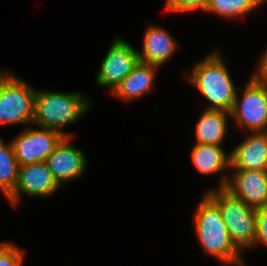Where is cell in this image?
Here are the masks:
<instances>
[{"mask_svg": "<svg viewBox=\"0 0 267 266\" xmlns=\"http://www.w3.org/2000/svg\"><path fill=\"white\" fill-rule=\"evenodd\" d=\"M19 164L11 141L7 144L0 137V191L7 198L15 189Z\"/></svg>", "mask_w": 267, "mask_h": 266, "instance_id": "e0dca14e", "label": "cell"}, {"mask_svg": "<svg viewBox=\"0 0 267 266\" xmlns=\"http://www.w3.org/2000/svg\"><path fill=\"white\" fill-rule=\"evenodd\" d=\"M267 247V205L256 209V234L253 247Z\"/></svg>", "mask_w": 267, "mask_h": 266, "instance_id": "ffe728a7", "label": "cell"}, {"mask_svg": "<svg viewBox=\"0 0 267 266\" xmlns=\"http://www.w3.org/2000/svg\"><path fill=\"white\" fill-rule=\"evenodd\" d=\"M209 0H167L166 10L170 12H185L204 10Z\"/></svg>", "mask_w": 267, "mask_h": 266, "instance_id": "d6986e66", "label": "cell"}, {"mask_svg": "<svg viewBox=\"0 0 267 266\" xmlns=\"http://www.w3.org/2000/svg\"><path fill=\"white\" fill-rule=\"evenodd\" d=\"M69 140L71 136H64L45 160L48 169L61 187L68 181L79 179L88 165L82 150L74 147Z\"/></svg>", "mask_w": 267, "mask_h": 266, "instance_id": "8fae6325", "label": "cell"}, {"mask_svg": "<svg viewBox=\"0 0 267 266\" xmlns=\"http://www.w3.org/2000/svg\"><path fill=\"white\" fill-rule=\"evenodd\" d=\"M230 113L205 109L198 118L195 127V143L222 146L227 136Z\"/></svg>", "mask_w": 267, "mask_h": 266, "instance_id": "9a60e30c", "label": "cell"}, {"mask_svg": "<svg viewBox=\"0 0 267 266\" xmlns=\"http://www.w3.org/2000/svg\"><path fill=\"white\" fill-rule=\"evenodd\" d=\"M230 117L246 132L267 131V85L249 79L241 95L236 92Z\"/></svg>", "mask_w": 267, "mask_h": 266, "instance_id": "8992f818", "label": "cell"}, {"mask_svg": "<svg viewBox=\"0 0 267 266\" xmlns=\"http://www.w3.org/2000/svg\"><path fill=\"white\" fill-rule=\"evenodd\" d=\"M194 212V230L204 254L225 266H245L241 251L230 238L220 208L205 192Z\"/></svg>", "mask_w": 267, "mask_h": 266, "instance_id": "6da1fadb", "label": "cell"}, {"mask_svg": "<svg viewBox=\"0 0 267 266\" xmlns=\"http://www.w3.org/2000/svg\"><path fill=\"white\" fill-rule=\"evenodd\" d=\"M13 73L6 72L3 73V71L0 69V85L5 82Z\"/></svg>", "mask_w": 267, "mask_h": 266, "instance_id": "cb8c5ba5", "label": "cell"}, {"mask_svg": "<svg viewBox=\"0 0 267 266\" xmlns=\"http://www.w3.org/2000/svg\"><path fill=\"white\" fill-rule=\"evenodd\" d=\"M213 50L185 74L187 81L208 101L205 109L220 110L230 113L233 109L236 92L238 91L228 71V57L225 58Z\"/></svg>", "mask_w": 267, "mask_h": 266, "instance_id": "7a4b0ae2", "label": "cell"}, {"mask_svg": "<svg viewBox=\"0 0 267 266\" xmlns=\"http://www.w3.org/2000/svg\"><path fill=\"white\" fill-rule=\"evenodd\" d=\"M15 246L16 244L13 242H0V259L6 256Z\"/></svg>", "mask_w": 267, "mask_h": 266, "instance_id": "603a6c76", "label": "cell"}, {"mask_svg": "<svg viewBox=\"0 0 267 266\" xmlns=\"http://www.w3.org/2000/svg\"><path fill=\"white\" fill-rule=\"evenodd\" d=\"M246 136L231 149L230 169L267 170V131L249 132Z\"/></svg>", "mask_w": 267, "mask_h": 266, "instance_id": "7c38bea8", "label": "cell"}, {"mask_svg": "<svg viewBox=\"0 0 267 266\" xmlns=\"http://www.w3.org/2000/svg\"><path fill=\"white\" fill-rule=\"evenodd\" d=\"M62 187L54 179L45 161L19 166L18 179L14 191L7 197L15 207L23 194L41 198L51 197Z\"/></svg>", "mask_w": 267, "mask_h": 266, "instance_id": "30bf717a", "label": "cell"}, {"mask_svg": "<svg viewBox=\"0 0 267 266\" xmlns=\"http://www.w3.org/2000/svg\"><path fill=\"white\" fill-rule=\"evenodd\" d=\"M256 71L251 75V79L258 83L267 85V50L264 51L263 55L259 58Z\"/></svg>", "mask_w": 267, "mask_h": 266, "instance_id": "7402d4cb", "label": "cell"}, {"mask_svg": "<svg viewBox=\"0 0 267 266\" xmlns=\"http://www.w3.org/2000/svg\"><path fill=\"white\" fill-rule=\"evenodd\" d=\"M158 66L139 61L112 92L114 97L131 102L144 97L154 87Z\"/></svg>", "mask_w": 267, "mask_h": 266, "instance_id": "5bb4252c", "label": "cell"}, {"mask_svg": "<svg viewBox=\"0 0 267 266\" xmlns=\"http://www.w3.org/2000/svg\"><path fill=\"white\" fill-rule=\"evenodd\" d=\"M220 208L230 238L240 250L254 245L256 234V209L232 195L225 188L205 192Z\"/></svg>", "mask_w": 267, "mask_h": 266, "instance_id": "277c9868", "label": "cell"}, {"mask_svg": "<svg viewBox=\"0 0 267 266\" xmlns=\"http://www.w3.org/2000/svg\"><path fill=\"white\" fill-rule=\"evenodd\" d=\"M267 0H209L203 11L232 19L249 14Z\"/></svg>", "mask_w": 267, "mask_h": 266, "instance_id": "ac0fdd59", "label": "cell"}, {"mask_svg": "<svg viewBox=\"0 0 267 266\" xmlns=\"http://www.w3.org/2000/svg\"><path fill=\"white\" fill-rule=\"evenodd\" d=\"M231 174L221 175L218 188H225L255 209L267 205V170H233Z\"/></svg>", "mask_w": 267, "mask_h": 266, "instance_id": "9c48e42d", "label": "cell"}, {"mask_svg": "<svg viewBox=\"0 0 267 266\" xmlns=\"http://www.w3.org/2000/svg\"><path fill=\"white\" fill-rule=\"evenodd\" d=\"M16 76L0 85V126L33 122L36 90Z\"/></svg>", "mask_w": 267, "mask_h": 266, "instance_id": "5b68a950", "label": "cell"}, {"mask_svg": "<svg viewBox=\"0 0 267 266\" xmlns=\"http://www.w3.org/2000/svg\"><path fill=\"white\" fill-rule=\"evenodd\" d=\"M84 97L81 92L36 90L32 124L72 137L69 132H63L62 127L78 122L87 113L90 100Z\"/></svg>", "mask_w": 267, "mask_h": 266, "instance_id": "3957f363", "label": "cell"}, {"mask_svg": "<svg viewBox=\"0 0 267 266\" xmlns=\"http://www.w3.org/2000/svg\"><path fill=\"white\" fill-rule=\"evenodd\" d=\"M140 61L138 50L121 37H115L98 69L95 82L112 93Z\"/></svg>", "mask_w": 267, "mask_h": 266, "instance_id": "52a82bcc", "label": "cell"}, {"mask_svg": "<svg viewBox=\"0 0 267 266\" xmlns=\"http://www.w3.org/2000/svg\"><path fill=\"white\" fill-rule=\"evenodd\" d=\"M222 147L195 143L190 155L192 163L200 174L216 175L222 171L227 173L228 170L231 172V154H227Z\"/></svg>", "mask_w": 267, "mask_h": 266, "instance_id": "2e32d148", "label": "cell"}, {"mask_svg": "<svg viewBox=\"0 0 267 266\" xmlns=\"http://www.w3.org/2000/svg\"><path fill=\"white\" fill-rule=\"evenodd\" d=\"M63 137L53 129L25 128L11 140L19 166L45 161Z\"/></svg>", "mask_w": 267, "mask_h": 266, "instance_id": "ba28073f", "label": "cell"}, {"mask_svg": "<svg viewBox=\"0 0 267 266\" xmlns=\"http://www.w3.org/2000/svg\"><path fill=\"white\" fill-rule=\"evenodd\" d=\"M150 24L144 32L142 52L138 51L141 62L162 66L178 49V41L163 27Z\"/></svg>", "mask_w": 267, "mask_h": 266, "instance_id": "4fadbf2b", "label": "cell"}, {"mask_svg": "<svg viewBox=\"0 0 267 266\" xmlns=\"http://www.w3.org/2000/svg\"><path fill=\"white\" fill-rule=\"evenodd\" d=\"M24 252L16 245L6 256L0 259V266H23Z\"/></svg>", "mask_w": 267, "mask_h": 266, "instance_id": "44dd1931", "label": "cell"}]
</instances>
